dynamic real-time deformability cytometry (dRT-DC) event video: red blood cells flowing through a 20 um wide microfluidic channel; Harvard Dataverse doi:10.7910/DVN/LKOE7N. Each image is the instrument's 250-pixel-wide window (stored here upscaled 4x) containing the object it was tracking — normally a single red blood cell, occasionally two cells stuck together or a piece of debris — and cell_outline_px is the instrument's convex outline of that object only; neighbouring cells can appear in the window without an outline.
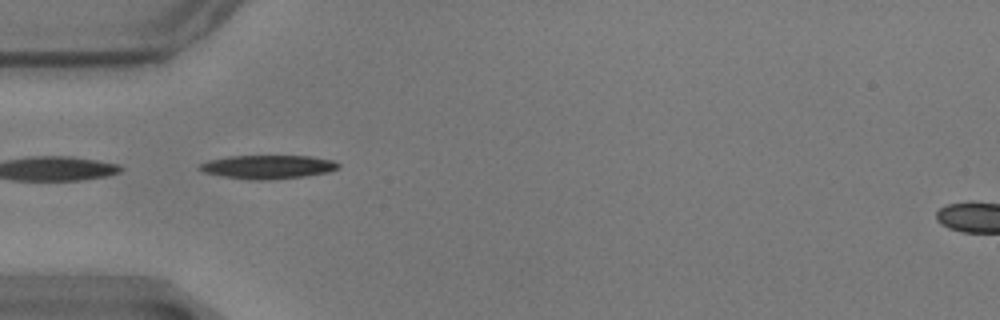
{"species": "common noctule bat (a hibernating species)", "species_latin": "Nyctalus noctula", "temperature_condition": "warm", "stored_images_in_passage": 26, "camera_frame_rate_fps": 3000, "um_per_image_px": 0.085, "animal": {"sex": "male", "body_mass_g": 17.9}, "frame": {"image": 1, "passage_image": 1, "time_ms": 0.0, "image_size_px": [1000, 320], "cell_outline_px": [[340, 168], [328, 172], [304, 176], [268, 180], [252, 180], [224, 176], [204, 172], [196, 168], [200, 164], [208, 160], [228, 156], [312, 156], [332, 160], [340, 164]], "centroid_in_image_um": [22.77, 14.18], "position_along_channel_um": 62.2, "area_um2": 19.13}}
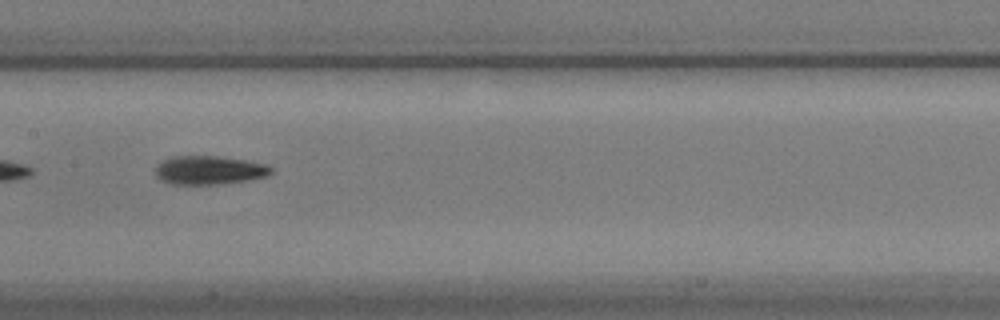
{"frame": {"image": 2, "passage_image": 12, "time_ms": 3.667, "image_size_px": [1000, 320], "cell_outline_px": [[272, 172], [268, 176], [252, 180], [216, 184], [172, 184], [156, 176], [156, 164], [172, 156], [216, 156], [252, 160], [268, 164], [272, 168]], "centroid_in_image_um": [17.86, 14.45], "position_along_channel_um": 189.5, "area_um2": 19.54}}
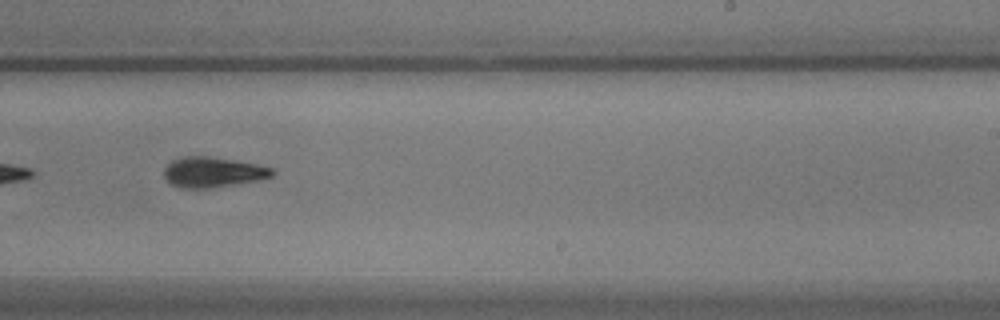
{"frame": {"image": 3, "passage_image": 19, "time_ms": 6.0, "image_size_px": [1000, 320], "cell_outline_px": [[276, 172], [272, 176], [260, 180], [236, 184], [208, 188], [184, 188], [172, 184], [164, 176], [164, 168], [172, 160], [184, 156], [208, 156], [236, 160], [256, 164], [272, 168]], "centroid_in_image_um": [18.12, 14.62], "position_along_channel_um": 270.9, "area_um2": 19.07}}